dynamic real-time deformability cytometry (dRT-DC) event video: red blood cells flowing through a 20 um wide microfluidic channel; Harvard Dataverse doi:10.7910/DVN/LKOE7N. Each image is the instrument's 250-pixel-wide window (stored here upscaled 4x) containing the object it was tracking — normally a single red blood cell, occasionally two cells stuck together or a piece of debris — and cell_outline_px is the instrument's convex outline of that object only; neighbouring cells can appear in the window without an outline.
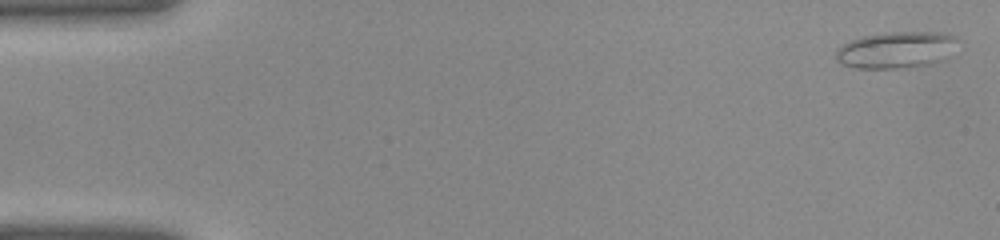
{"species": "common noctule bat (a hibernating species)", "species_latin": "Nyctalus noctula", "temperature_condition": "warm", "stored_images_in_passage": 40, "camera_frame_rate_fps": 3000, "um_per_image_px": 0.085, "animal": {"sex": "female", "body_mass_g": 22.0, "forearm_length_mm": 56.7}, "frame": {"image": 1, "passage_image": 1, "time_ms": 0.0, "image_size_px": [1000, 240], "cell_outline_px": [[956, 40], [936, 60], [928, 64], [908, 68], [856, 68], [840, 64], [836, 60], [836, 48], [852, 40], [864, 36], [884, 32], [944, 32], [956, 36]], "centroid_in_image_um": [76.02, 4.23], "position_along_channel_um": 9.0, "area_um2": 25.2}}
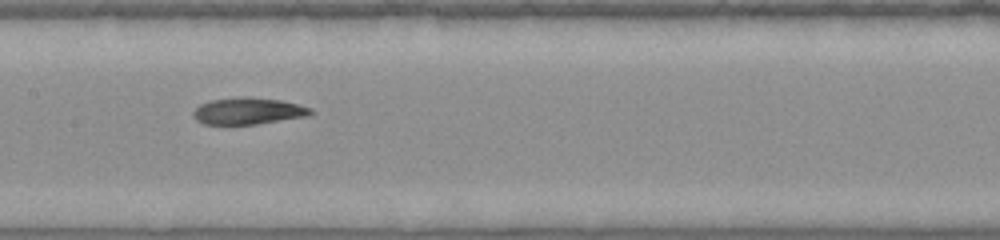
{"frame": {"image": 2, "passage_image": 20, "time_ms": 6.333, "image_size_px": [1000, 240], "cell_outline_px": [[312, 112], [304, 116], [256, 124], [204, 124], [196, 120], [192, 112], [200, 104], [212, 100], [280, 100], [312, 108]], "centroid_in_image_um": [21.05, 9.49], "position_along_channel_um": 186.4, "area_um2": 16.94}}
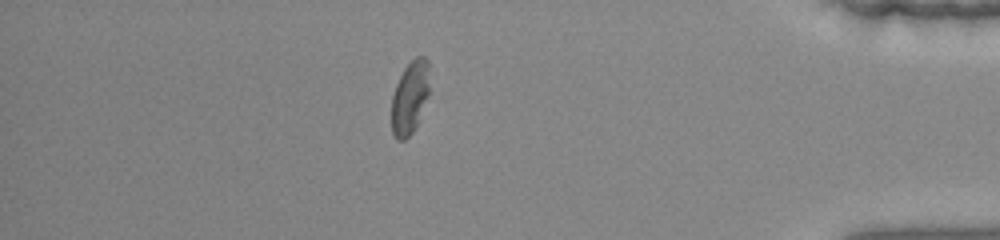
{"frame": {"image": 3, "passage_image": 35, "time_ms": 11.333, "image_size_px": [1000, 240], "cell_outline_px": [[428, 96], [416, 124], [412, 132], [404, 140], [396, 140], [392, 132], [392, 96], [396, 84], [404, 68], [416, 56], [424, 56], [428, 60]], "centroid_in_image_um": [34.82, 8.27], "position_along_channel_um": 400.4, "area_um2": 15.84}}